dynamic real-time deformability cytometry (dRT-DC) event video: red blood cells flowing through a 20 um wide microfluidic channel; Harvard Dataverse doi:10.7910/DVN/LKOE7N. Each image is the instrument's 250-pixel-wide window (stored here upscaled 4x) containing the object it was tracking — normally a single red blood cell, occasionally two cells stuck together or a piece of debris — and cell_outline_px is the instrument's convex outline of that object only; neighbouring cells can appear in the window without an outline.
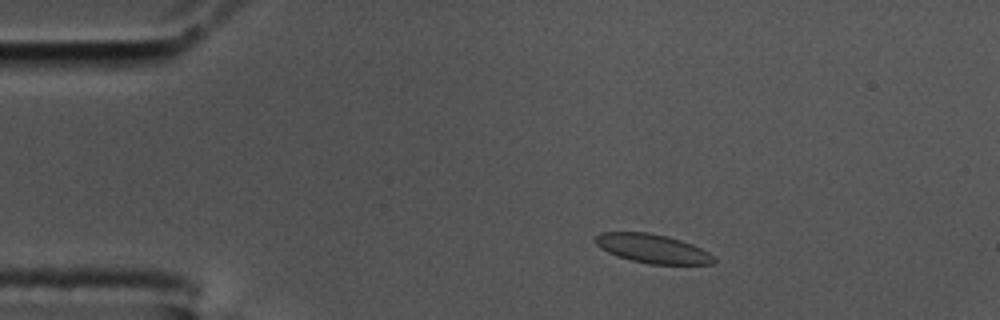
{"species": "common noctule bat (a hibernating species)", "species_latin": "Nyctalus noctula", "temperature_condition": "cold", "stored_images_in_passage": 55, "camera_frame_rate_fps": 3000, "um_per_image_px": 0.085, "animal": {"sex": "male", "body_mass_g": 17.5, "forearm_length_mm": 52.3}, "frame": {"image": 1, "passage_image": 7, "time_ms": 2.0, "image_size_px": [1000, 320], "cell_outline_px": [[716, 264], [648, 264], [616, 256], [600, 248], [592, 240], [600, 232], [648, 232], [668, 236], [692, 244], [716, 256]], "centroid_in_image_um": [55.46, 21.13], "position_along_channel_um": 29.5, "area_um2": 20.17}}
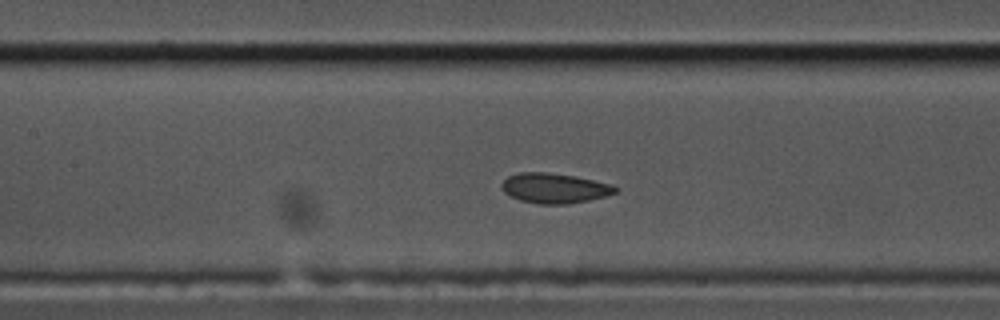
{"frame": {"image": 2, "passage_image": 23, "time_ms": 7.333, "image_size_px": [1000, 320], "cell_outline_px": [[620, 188], [616, 192], [604, 196], [588, 200], [568, 204], [536, 204], [520, 200], [504, 192], [500, 184], [508, 176], [520, 172], [548, 172], [576, 176], [612, 184]], "centroid_in_image_um": [47.14, 15.99], "position_along_channel_um": 160.3, "area_um2": 19.94}}
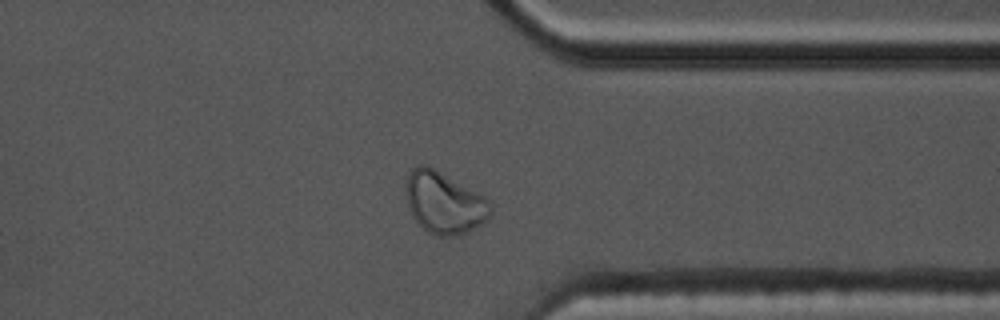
{"frame": {"image": 3, "passage_image": 42, "time_ms": 13.667, "image_size_px": [1000, 320], "cell_outline_px": [[492, 212], [480, 224], [464, 232], [452, 236], [436, 236], [428, 232], [412, 216], [408, 208], [404, 188], [404, 184], [408, 172], [412, 168], [420, 164], [424, 164], [440, 172], [484, 196], [492, 204]], "centroid_in_image_um": [37.7, 17.21], "position_along_channel_um": 373.7, "area_um2": 30.23}, "authors_computed_cell_mechanics": {"area_um2": 20.1722, "velocity_mm_per_s": 3.4234, "shape_relaxation_time_tau1_ms": 3.407, "shape_relaxation_time_tau2_ms": 1.418, "deformation_change_tau1": 0.1134, "deformation_change_tau2": 0.0576}}